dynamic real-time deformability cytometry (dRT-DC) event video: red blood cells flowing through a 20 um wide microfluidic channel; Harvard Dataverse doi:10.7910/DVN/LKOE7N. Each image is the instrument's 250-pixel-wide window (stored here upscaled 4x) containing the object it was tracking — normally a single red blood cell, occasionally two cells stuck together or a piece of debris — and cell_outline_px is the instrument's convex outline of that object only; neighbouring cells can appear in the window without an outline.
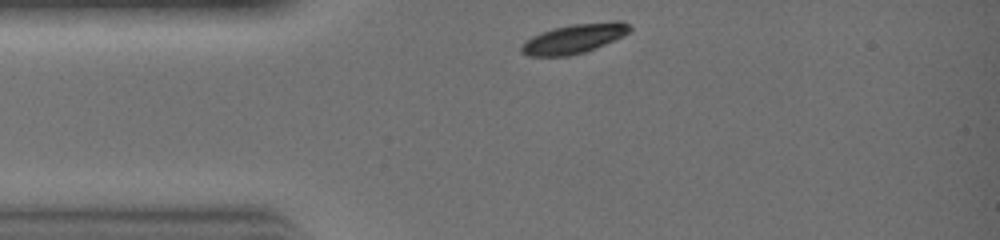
{"species": "common noctule bat (a hibernating species)", "species_latin": "Nyctalus noctula", "temperature_condition": "warm", "stored_images_in_passage": 21, "camera_frame_rate_fps": 3000, "um_per_image_px": 0.085, "animal": {"sex": "female", "body_mass_g": 19.0, "forearm_length_mm": 51.5}, "frame": {"image": 1, "passage_image": 1, "time_ms": 0.0, "image_size_px": [1000, 240], "cell_outline_px": [[632, 28], [624, 36], [596, 48], [584, 52], [568, 56], [528, 56], [520, 52], [520, 48], [524, 40], [540, 32], [552, 28], [572, 24], [612, 20], [620, 20], [628, 24]], "centroid_in_image_um": [48.79, 3.27], "position_along_channel_um": 36.2, "area_um2": 18.9}}
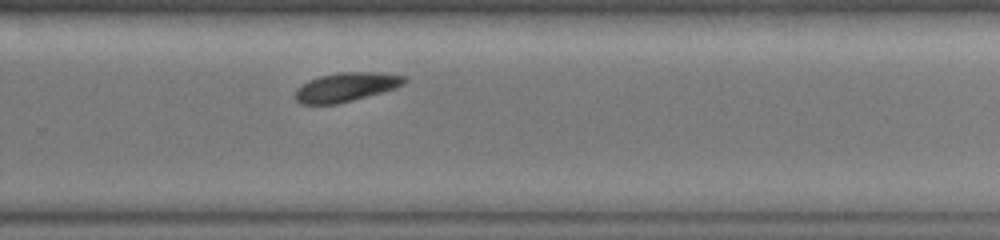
{"frame": {"image": 2, "passage_image": 15, "time_ms": 4.667, "image_size_px": [1000, 240], "cell_outline_px": [[408, 80], [404, 84], [396, 88], [384, 92], [336, 104], [300, 104], [296, 100], [296, 88], [308, 80], [320, 76], [340, 72], [380, 72], [408, 76]], "centroid_in_image_um": [29.46, 7.39], "position_along_channel_um": 300.3, "area_um2": 18.61}}
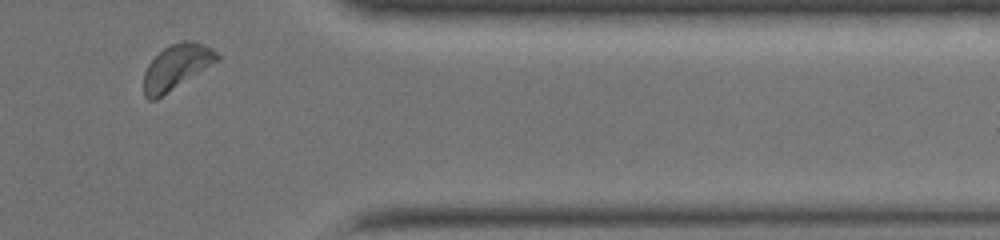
{"frame": {"image": 3, "passage_image": 20, "time_ms": 6.333, "image_size_px": [1000, 240], "cell_outline_px": [[220, 60], [156, 100], [148, 100], [144, 96], [144, 72], [148, 64], [164, 48], [180, 40], [188, 40], [204, 44], [212, 48], [220, 56]], "centroid_in_image_um": [15.01, 5.69], "position_along_channel_um": 396.4, "area_um2": 19.25}}